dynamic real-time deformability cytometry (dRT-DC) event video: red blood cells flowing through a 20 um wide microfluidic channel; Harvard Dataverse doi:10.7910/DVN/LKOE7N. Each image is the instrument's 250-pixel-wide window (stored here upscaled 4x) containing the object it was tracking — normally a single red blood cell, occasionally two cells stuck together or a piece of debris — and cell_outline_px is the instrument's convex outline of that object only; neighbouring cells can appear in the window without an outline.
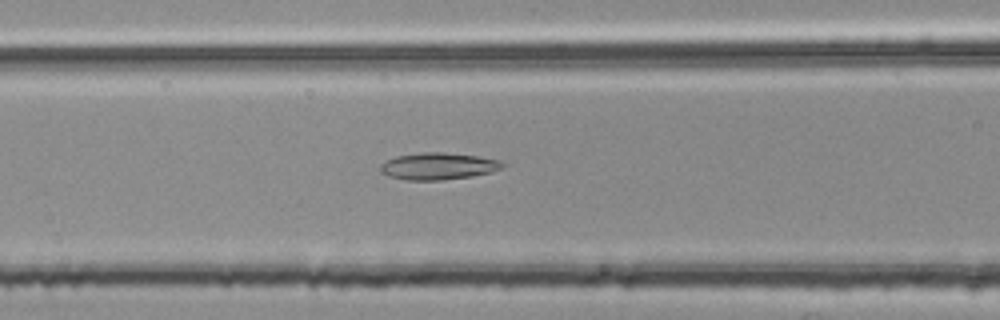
{"species": "common noctule bat (a hibernating species)", "species_latin": "Nyctalus noctula", "temperature_condition": "room temperature", "stored_images_in_passage": 48, "camera_frame_rate_fps": 3000, "um_per_image_px": 0.085, "animal": {"sex": "female", "body_mass_g": 25.1}, "frame": {"image": 1, "passage_image": 22, "time_ms": 7.0, "image_size_px": [1000, 320], "cell_outline_px": [[508, 164], [492, 172], [472, 176], [444, 180], [408, 180], [388, 176], [380, 172], [380, 164], [396, 156], [420, 152], [440, 152], [476, 156], [500, 160]], "centroid_in_image_um": [37.25, 14.13], "position_along_channel_um": 129.4, "area_um2": 19.19}}
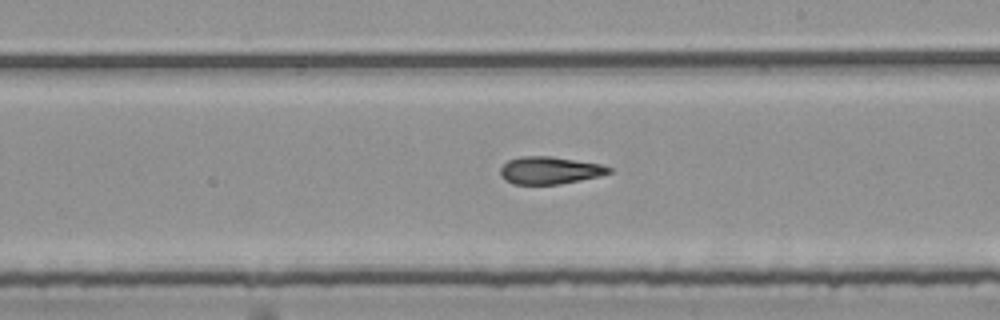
{"frame": {"image": 2, "passage_image": 31, "time_ms": 10.0, "image_size_px": [1000, 320], "cell_outline_px": [[612, 172], [600, 176], [560, 184], [512, 184], [504, 180], [500, 176], [500, 168], [508, 160], [520, 156], [552, 156], [604, 164], [612, 168]], "centroid_in_image_um": [46.74, 14.47], "position_along_channel_um": 242.3, "area_um2": 17.63}}
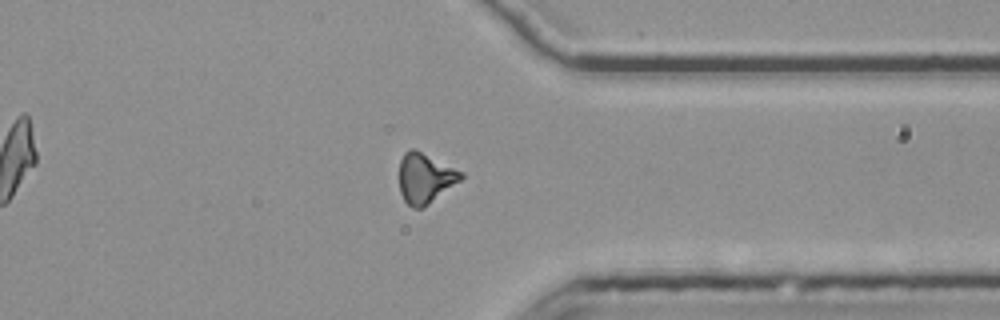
{"frame": {"image": 3, "passage_image": 42, "time_ms": 13.667, "image_size_px": [1000, 320], "cell_outline_px": [[464, 176], [460, 180], [424, 208], [412, 208], [404, 200], [400, 192], [400, 160], [404, 152], [408, 148], [416, 148], [464, 172]], "centroid_in_image_um": [36.13, 15.11], "position_along_channel_um": 375.3, "area_um2": 18.21}, "authors_computed_cell_mechanics": {"area_um2": 18.3804, "velocity_mm_per_s": 3.7723, "shape_relaxation_time_tau1_ms": null, "shape_relaxation_time_tau2_ms": 6.1835, "deformation_change_tau1": null, "deformation_change_tau2": 0.193}}